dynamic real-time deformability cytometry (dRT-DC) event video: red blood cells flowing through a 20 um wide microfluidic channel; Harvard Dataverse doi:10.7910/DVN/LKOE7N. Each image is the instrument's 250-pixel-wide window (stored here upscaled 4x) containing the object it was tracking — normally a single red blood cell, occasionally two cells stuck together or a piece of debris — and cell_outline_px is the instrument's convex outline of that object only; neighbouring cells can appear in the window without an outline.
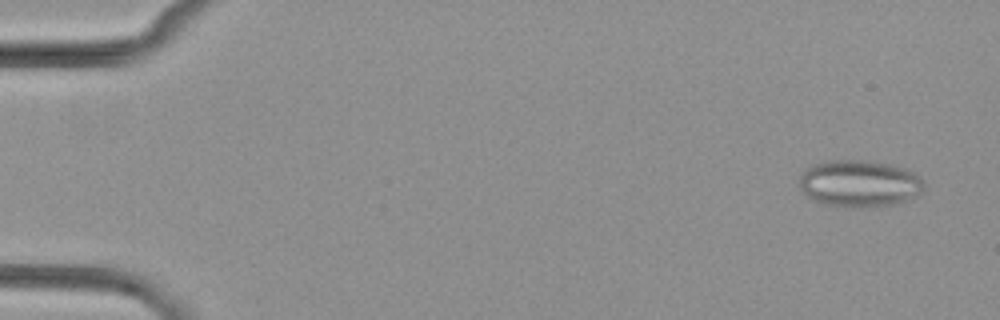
{"species": "common noctule bat (a hibernating species)", "species_latin": "Nyctalus noctula", "temperature_condition": "cold", "stored_images_in_passage": 6, "camera_frame_rate_fps": 3000, "um_per_image_px": 0.085, "animal": {"sex": "female", "body_mass_g": 29.2, "forearm_length_mm": 56.3}, "frame": {"image": 1, "passage_image": 6, "time_ms": 6.0, "image_size_px": [1000, 320], "cell_outline_px": [[924, 192], [920, 196], [896, 204], [864, 208], [824, 204], [812, 200], [800, 188], [800, 172], [804, 168], [812, 164], [828, 160], [860, 160], [888, 164], [904, 168], [920, 176], [924, 180]], "centroid_in_image_um": [73.07, 15.6], "position_along_channel_um": 11.9, "area_um2": 34.56}}